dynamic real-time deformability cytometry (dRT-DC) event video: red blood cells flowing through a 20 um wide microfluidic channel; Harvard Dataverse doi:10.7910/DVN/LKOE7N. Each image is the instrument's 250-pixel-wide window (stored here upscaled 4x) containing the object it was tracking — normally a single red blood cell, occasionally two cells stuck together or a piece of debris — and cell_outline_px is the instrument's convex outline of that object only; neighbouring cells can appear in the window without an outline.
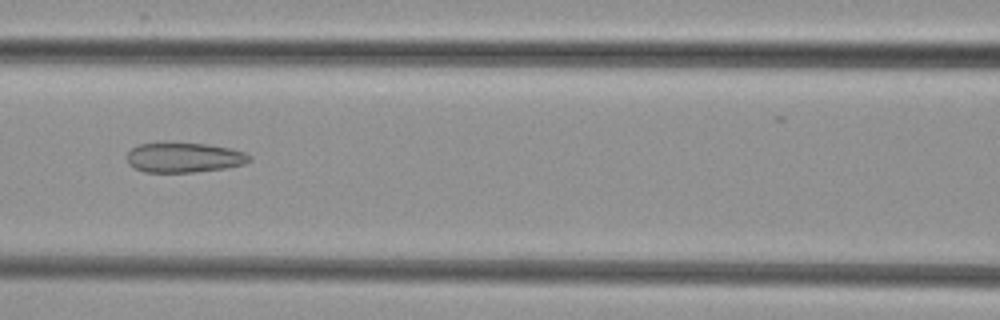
{"species": "common noctule bat (a hibernating species)", "species_latin": "Nyctalus noctula", "temperature_condition": "cold", "stored_images_in_passage": 8, "camera_frame_rate_fps": 3000, "um_per_image_px": 0.085, "animal": {"sex": "female", "body_mass_g": 29.2, "forearm_length_mm": 56.3}, "frame": {"image": 1, "passage_image": 5, "time_ms": 7.333, "image_size_px": [1000, 320], "cell_outline_px": [[252, 160], [244, 164], [224, 168], [192, 172], [144, 172], [132, 168], [128, 164], [128, 152], [132, 148], [140, 144], [208, 144], [228, 148], [244, 152], [252, 156]], "centroid_in_image_um": [15.65, 13.41], "position_along_channel_um": 150.9, "area_um2": 20.98}}
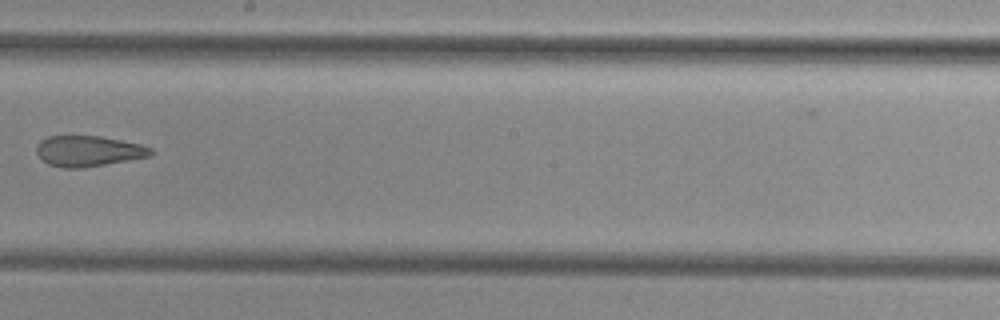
{"frame": {"image": 2, "passage_image": 7, "time_ms": 9.667, "image_size_px": [1000, 320], "cell_outline_px": [[152, 152], [148, 156], [84, 168], [64, 168], [48, 164], [36, 152], [36, 148], [40, 140], [48, 136], [100, 136], [140, 144], [152, 148]], "centroid_in_image_um": [7.48, 12.84], "position_along_channel_um": 240.7, "area_um2": 20.17}}
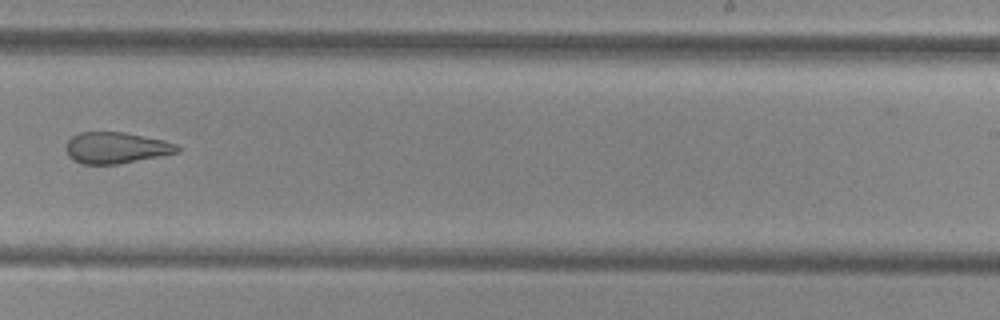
{"frame": {"image": 3, "passage_image": 8, "time_ms": 10.667, "image_size_px": [1000, 320], "cell_outline_px": [[180, 152], [116, 164], [84, 164], [68, 156], [68, 140], [72, 136], [80, 132], [120, 132], [164, 140], [176, 144], [180, 148]], "centroid_in_image_um": [9.89, 12.56], "position_along_channel_um": 279.1, "area_um2": 19.83}}